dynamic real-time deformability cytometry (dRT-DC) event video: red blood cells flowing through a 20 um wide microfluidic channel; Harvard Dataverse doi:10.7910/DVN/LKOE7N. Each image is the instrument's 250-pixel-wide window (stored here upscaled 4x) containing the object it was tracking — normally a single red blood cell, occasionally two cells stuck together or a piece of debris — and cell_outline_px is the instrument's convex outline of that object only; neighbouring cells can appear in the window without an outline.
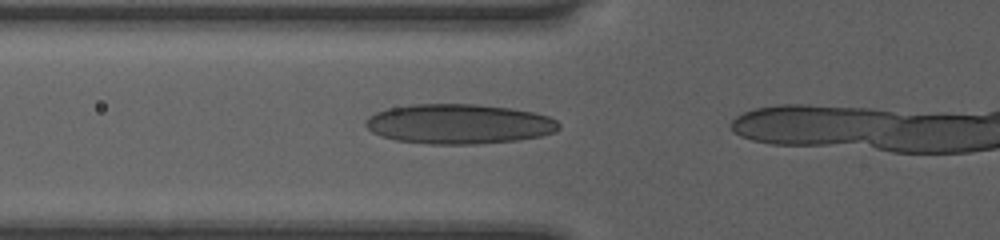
{"species": "human", "species_latin": "Homo sapiens", "temperature_condition": "room temperature", "stored_images_in_passage": 16, "camera_frame_rate_fps": 3000, "um_per_image_px": 0.085, "donor": {"sex": "female"}, "frame": {"image": 1, "passage_image": 12, "time_ms": 3.667, "image_size_px": [1000, 240], "cell_outline_px": [[560, 128], [552, 132], [540, 136], [520, 140], [476, 144], [428, 144], [396, 140], [380, 136], [372, 132], [364, 124], [364, 120], [368, 116], [376, 112], [388, 108], [412, 104], [476, 104], [508, 108], [532, 112], [548, 116], [556, 120], [560, 124]], "centroid_in_image_um": [38.97, 10.54], "position_along_channel_um": 86.8, "area_um2": 44.97}}